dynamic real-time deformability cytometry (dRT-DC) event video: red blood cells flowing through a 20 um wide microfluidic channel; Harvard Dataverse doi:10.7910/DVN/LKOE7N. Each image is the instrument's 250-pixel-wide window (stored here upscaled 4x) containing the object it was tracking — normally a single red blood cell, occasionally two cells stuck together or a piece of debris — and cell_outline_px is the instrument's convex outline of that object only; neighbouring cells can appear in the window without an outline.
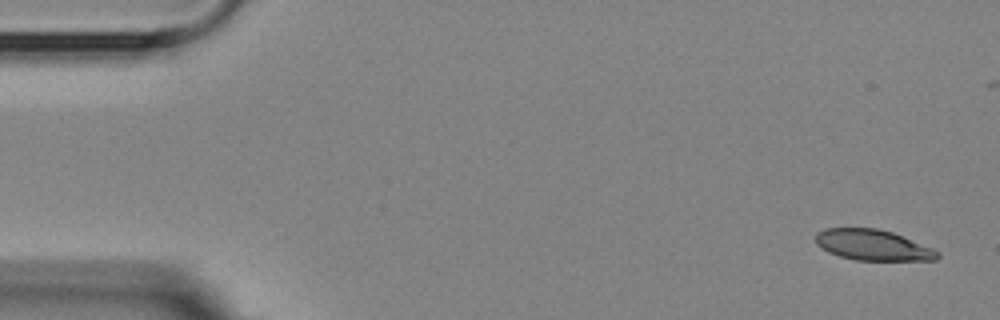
{"species": "Egyptian fruit bat (a non-hibernating species)", "species_latin": "Rousettus aegyptiacus", "temperature_condition": "room temperature", "stored_images_in_passage": 5, "segment_of_instrument_passage": [2, 2], "camera_frame_rate_fps": 3000, "um_per_image_px": 0.085, "animal": {"sex": "female"}, "frame": {"image": 1, "passage_image": 5, "time_ms": 4.667, "image_size_px": [1000, 320], "cell_outline_px": [[940, 256], [936, 260], [856, 260], [840, 256], [828, 252], [816, 244], [816, 232], [824, 228], [876, 228], [892, 232], [932, 248], [940, 252]], "centroid_in_image_um": [74.18, 20.83], "position_along_channel_um": 10.8, "area_um2": 21.73}}